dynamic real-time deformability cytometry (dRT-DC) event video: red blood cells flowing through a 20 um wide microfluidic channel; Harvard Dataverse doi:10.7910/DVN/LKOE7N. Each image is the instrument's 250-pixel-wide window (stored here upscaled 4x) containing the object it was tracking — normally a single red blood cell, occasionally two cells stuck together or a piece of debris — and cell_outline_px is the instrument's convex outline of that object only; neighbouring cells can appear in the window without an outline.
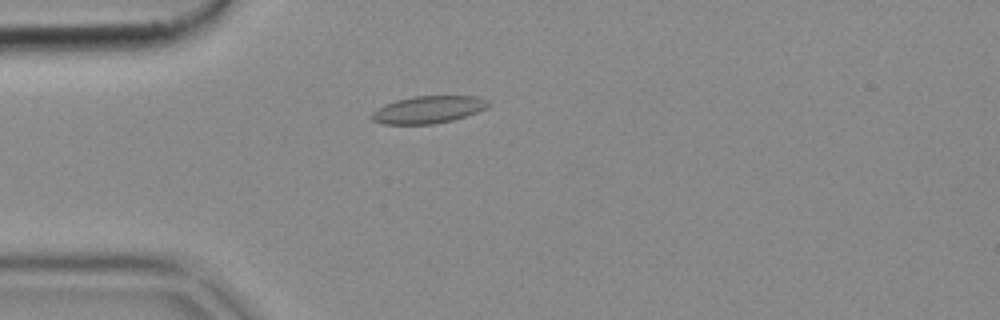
{"species": "common noctule bat (a hibernating species)", "species_latin": "Nyctalus noctula", "temperature_condition": "cold", "stored_images_in_passage": 52, "camera_frame_rate_fps": 3000, "um_per_image_px": 0.085, "animal": {"sex": "female", "body_mass_g": 18.4}, "frame": {"image": 1, "passage_image": 14, "time_ms": 4.333, "image_size_px": [1000, 320], "cell_outline_px": [[492, 104], [476, 112], [452, 120], [432, 124], [384, 124], [372, 120], [368, 116], [376, 108], [384, 104], [396, 100], [412, 96], [476, 96], [488, 100]], "centroid_in_image_um": [36.35, 9.31], "position_along_channel_um": 48.7, "area_um2": 18.61}}
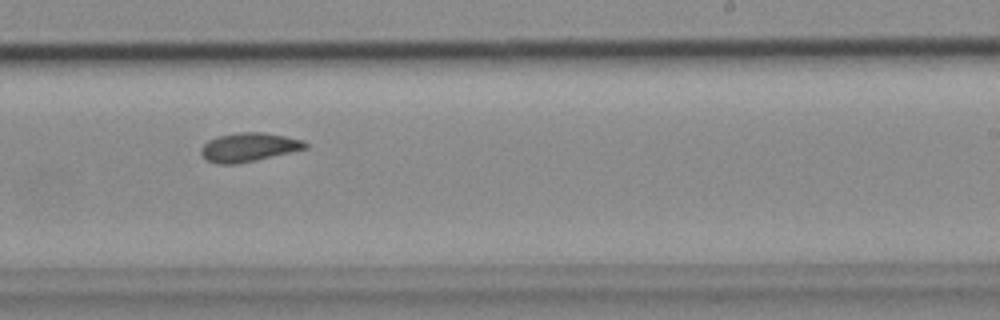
{"frame": {"image": 2, "passage_image": 32, "time_ms": 10.333, "image_size_px": [1000, 320], "cell_outline_px": [[308, 148], [256, 160], [236, 164], [216, 164], [208, 160], [200, 152], [200, 148], [208, 140], [220, 136], [240, 132], [264, 132], [304, 140], [308, 144]], "centroid_in_image_um": [21.16, 12.51], "position_along_channel_um": 267.8, "area_um2": 17.4}}
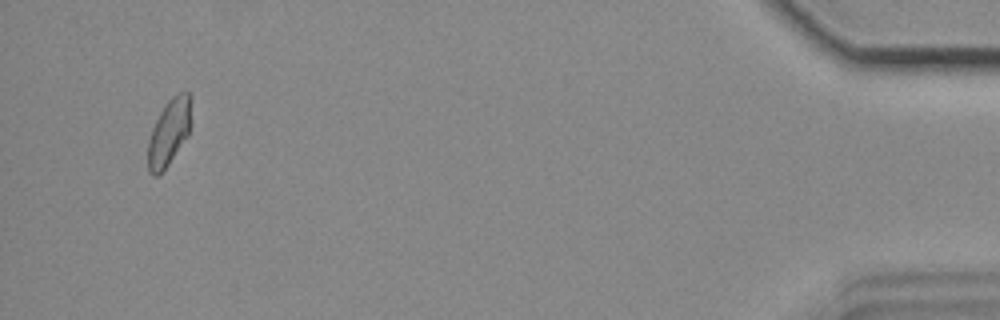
{"frame": {"image": 3, "passage_image": 50, "time_ms": 16.333, "image_size_px": [1000, 320], "cell_outline_px": [[192, 100], [188, 136], [168, 164], [156, 176], [152, 176], [148, 172], [148, 140], [152, 128], [160, 112], [168, 100], [172, 96], [180, 92], [188, 92], [192, 96]], "centroid_in_image_um": [14.37, 11.21], "position_along_channel_um": 420.8, "area_um2": 16.7}}